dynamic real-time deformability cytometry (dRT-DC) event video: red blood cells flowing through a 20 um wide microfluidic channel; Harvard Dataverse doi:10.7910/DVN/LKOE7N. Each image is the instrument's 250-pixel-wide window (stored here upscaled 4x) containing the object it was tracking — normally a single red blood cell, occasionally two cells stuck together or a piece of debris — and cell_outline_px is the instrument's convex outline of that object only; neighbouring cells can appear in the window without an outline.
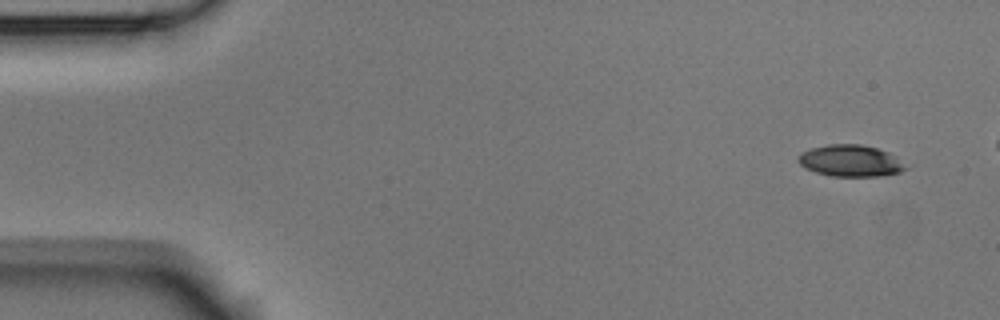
{"species": "Egyptian fruit bat (a non-hibernating species)", "species_latin": "Rousettus aegyptiacus", "temperature_condition": "room temperature", "stored_images_in_passage": 5, "segment_of_instrument_passage": [2, 2], "camera_frame_rate_fps": 3000, "um_per_image_px": 0.085, "animal": {"sex": "male"}, "frame": {"image": 1, "passage_image": 5, "time_ms": 1.333, "image_size_px": [1000, 320], "cell_outline_px": [[908, 168], [900, 172], [880, 176], [832, 176], [816, 172], [804, 168], [796, 160], [796, 156], [800, 152], [812, 148], [828, 144], [860, 144], [876, 148], [888, 152]], "centroid_in_image_um": [72.22, 13.66], "position_along_channel_um": 12.8, "area_um2": 19.71}}